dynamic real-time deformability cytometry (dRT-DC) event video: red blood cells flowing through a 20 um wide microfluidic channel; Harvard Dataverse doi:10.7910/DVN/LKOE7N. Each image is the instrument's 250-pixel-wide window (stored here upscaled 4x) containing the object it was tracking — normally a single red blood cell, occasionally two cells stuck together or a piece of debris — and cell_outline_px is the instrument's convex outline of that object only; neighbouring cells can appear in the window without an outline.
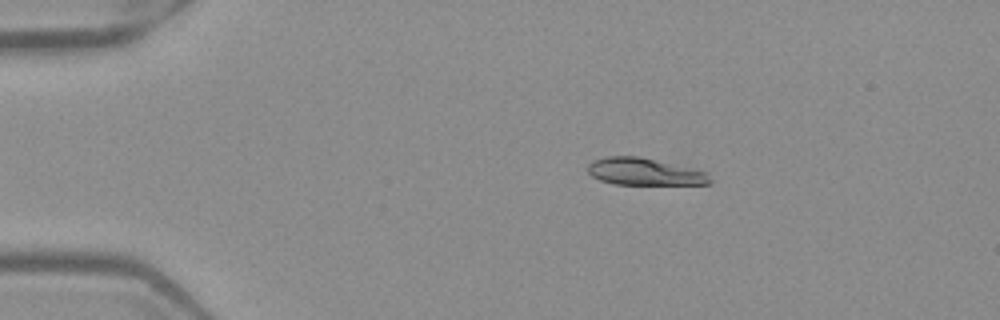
{"species": "Egyptian fruit bat (a non-hibernating species)", "species_latin": "Rousettus aegyptiacus", "temperature_condition": "warm", "stored_images_in_passage": 51, "camera_frame_rate_fps": 3000, "um_per_image_px": 0.085, "frame": {"image": 1, "passage_image": 9, "time_ms": 2.667, "image_size_px": [1000, 320], "cell_outline_px": [[712, 184], [612, 184], [600, 180], [592, 176], [588, 172], [588, 164], [592, 160], [604, 156], [636, 156], [696, 168], [704, 172], [712, 180]], "centroid_in_image_um": [54.76, 14.59], "position_along_channel_um": 30.2, "area_um2": 19.36}}
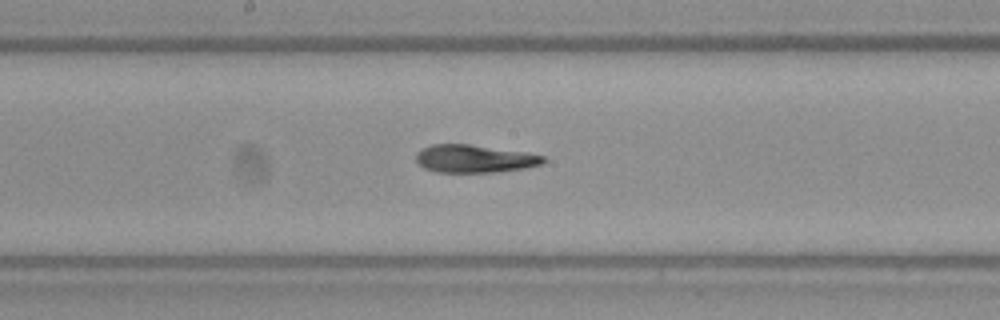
{"frame": {"image": 2, "passage_image": 27, "time_ms": 8.667, "image_size_px": [1000, 320], "cell_outline_px": [[548, 160], [544, 164], [524, 168], [496, 172], [436, 172], [424, 168], [416, 160], [416, 152], [420, 148], [432, 144], [468, 144], [528, 152], [544, 156]], "centroid_in_image_um": [40.35, 13.48], "position_along_channel_um": 207.9, "area_um2": 20.87}}
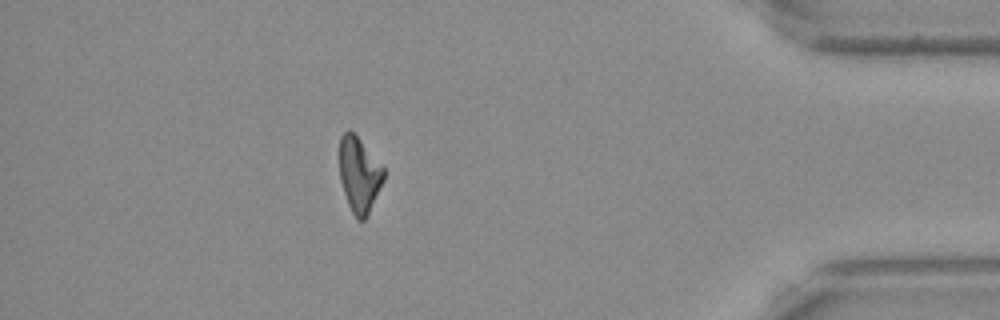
{"frame": {"image": 3, "passage_image": 45, "time_ms": 14.667, "image_size_px": [1000, 320], "cell_outline_px": [[384, 180], [364, 220], [356, 220], [348, 204], [340, 180], [340, 136], [348, 128], [360, 140], [384, 168]], "centroid_in_image_um": [30.52, 14.84], "position_along_channel_um": 404.7, "area_um2": 19.02}, "authors_computed_cell_mechanics": {"area_um2": 20.8658, "velocity_mm_per_s": 3.9819, "shape_relaxation_time_tau1_ms": 7.1675, "shape_relaxation_time_tau2_ms": 4.9355, "deformation_change_tau1": 0.2191, "deformation_change_tau2": 0.1002}}